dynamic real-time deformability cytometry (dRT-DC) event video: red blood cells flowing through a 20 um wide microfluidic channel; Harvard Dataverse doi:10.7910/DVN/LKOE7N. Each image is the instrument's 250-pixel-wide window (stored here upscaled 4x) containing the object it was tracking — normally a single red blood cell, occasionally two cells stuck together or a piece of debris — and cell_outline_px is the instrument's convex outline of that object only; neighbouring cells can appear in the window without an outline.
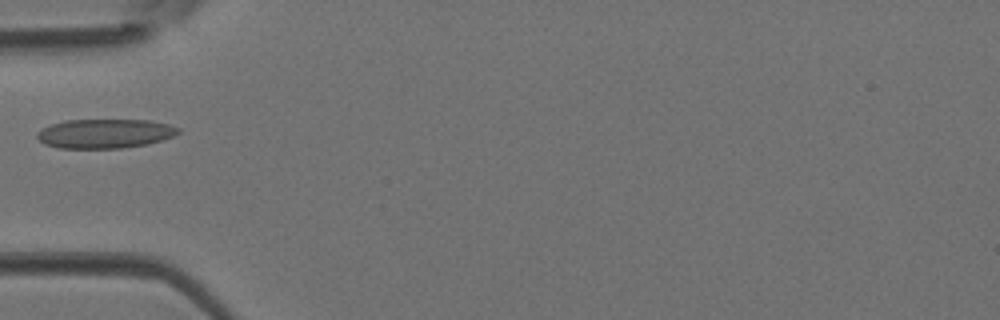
{"species": "Egyptian fruit bat (a non-hibernating species)", "species_latin": "Rousettus aegyptiacus", "temperature_condition": "room temperature", "stored_images_in_passage": 30, "camera_frame_rate_fps": 3000, "um_per_image_px": 0.085, "animal": {"sex": "female"}, "frame": {"image": 1, "passage_image": 1, "time_ms": 0.0, "image_size_px": [1000, 320], "cell_outline_px": [[180, 132], [172, 136], [148, 144], [120, 148], [60, 148], [44, 144], [36, 136], [36, 132], [52, 124], [64, 120], [148, 120], [168, 124], [180, 128]], "centroid_in_image_um": [8.9, 11.35], "position_along_channel_um": 76.1, "area_um2": 23.93}}
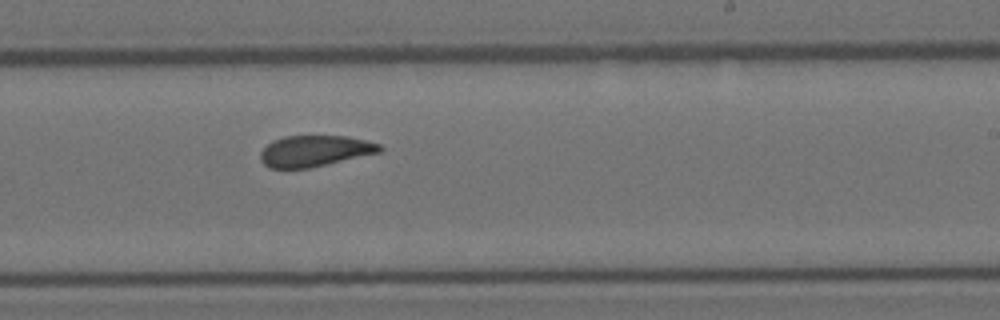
{"frame": {"image": 2, "passage_image": 13, "time_ms": 4.0, "image_size_px": [1000, 320], "cell_outline_px": [[384, 152], [308, 168], [268, 168], [260, 160], [260, 152], [272, 140], [284, 136], [348, 136], [380, 144], [384, 148]], "centroid_in_image_um": [26.78, 12.83], "position_along_channel_um": 262.2, "area_um2": 21.79}}
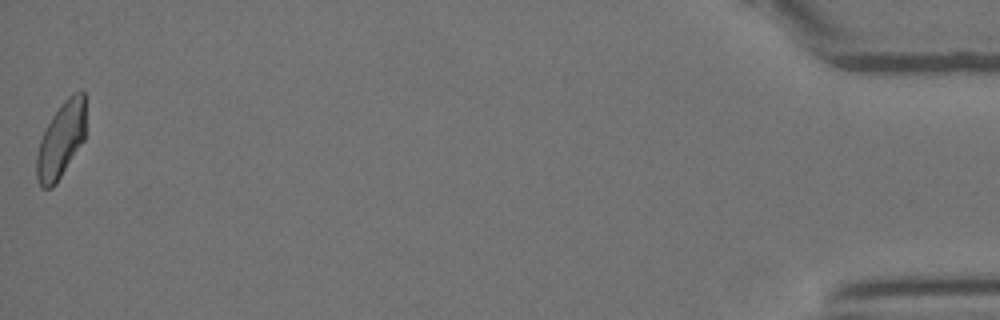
{"frame": {"image": 3, "passage_image": 30, "time_ms": 9.667, "image_size_px": [1000, 320], "cell_outline_px": [[84, 140], [56, 184], [52, 188], [40, 188], [36, 176], [36, 156], [40, 140], [52, 116], [64, 100], [72, 92], [84, 92]], "centroid_in_image_um": [5.16, 11.94], "position_along_channel_um": 430.0, "area_um2": 21.44}}